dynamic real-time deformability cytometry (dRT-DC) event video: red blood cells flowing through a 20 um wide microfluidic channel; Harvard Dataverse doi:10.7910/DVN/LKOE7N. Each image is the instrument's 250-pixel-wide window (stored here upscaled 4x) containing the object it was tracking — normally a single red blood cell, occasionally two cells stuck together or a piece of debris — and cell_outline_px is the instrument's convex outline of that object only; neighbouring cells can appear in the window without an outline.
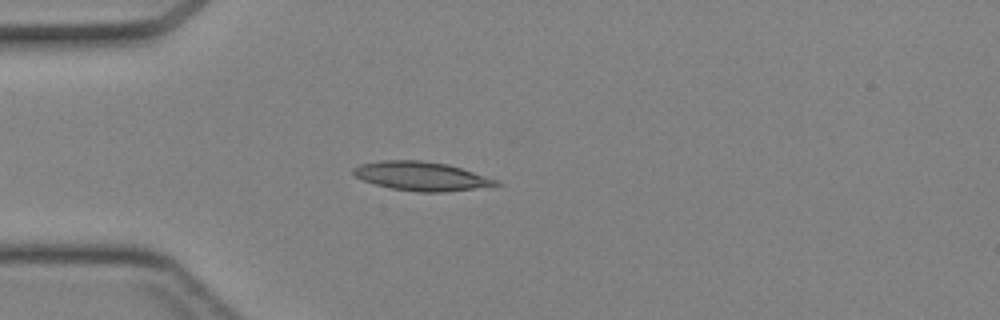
{"species": "Egyptian fruit bat (a non-hibernating species)", "species_latin": "Rousettus aegyptiacus", "temperature_condition": "cold", "stored_images_in_passage": 35, "camera_frame_rate_fps": 3000, "um_per_image_px": 0.085, "animal": {"sex": "female"}, "frame": {"image": 1, "passage_image": 6, "time_ms": 1.667, "image_size_px": [1000, 320], "cell_outline_px": [[504, 184], [444, 192], [420, 192], [392, 188], [376, 184], [364, 180], [356, 176], [352, 172], [352, 168], [360, 164], [380, 160], [420, 160], [448, 164], [496, 180]], "centroid_in_image_um": [35.77, 14.96], "position_along_channel_um": 49.2, "area_um2": 23.64}}
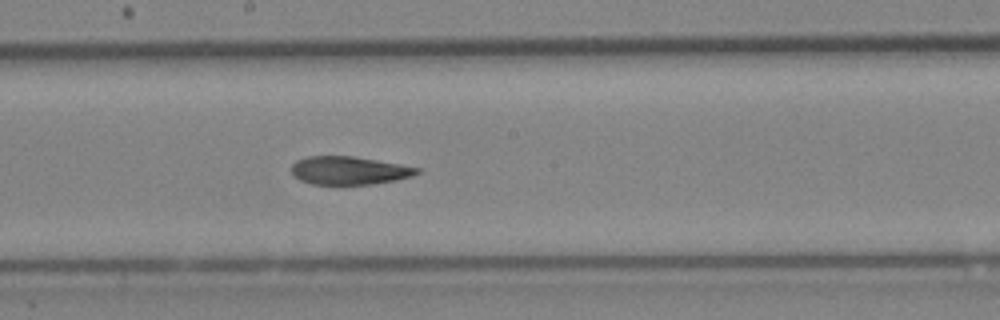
{"frame": {"image": 2, "passage_image": 18, "time_ms": 5.667, "image_size_px": [1000, 320], "cell_outline_px": [[420, 172], [412, 176], [396, 180], [372, 184], [340, 188], [312, 184], [300, 180], [292, 172], [292, 164], [296, 160], [308, 156], [352, 156], [400, 164], [420, 168]], "centroid_in_image_um": [29.65, 14.54], "position_along_channel_um": 218.5, "area_um2": 21.33}}
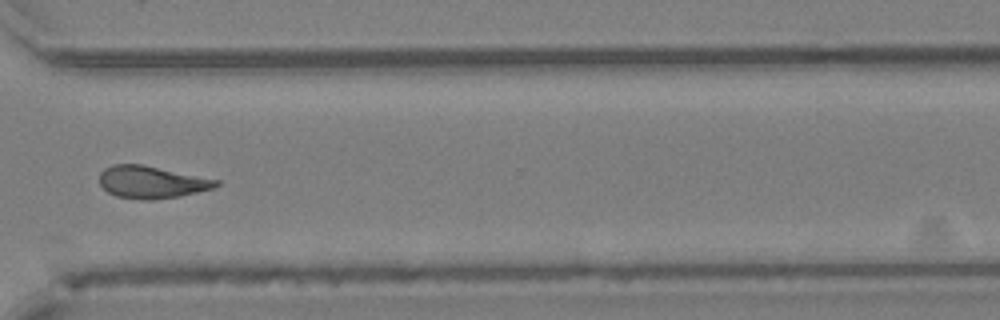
{"frame": {"image": 3, "passage_image": 27, "time_ms": 8.667, "image_size_px": [1000, 320], "cell_outline_px": [[220, 184], [212, 188], [180, 196], [148, 200], [140, 200], [116, 196], [108, 192], [100, 184], [100, 172], [104, 168], [112, 164], [144, 164], [220, 180]], "centroid_in_image_um": [12.87, 15.47], "position_along_channel_um": 357.7, "area_um2": 22.02}}